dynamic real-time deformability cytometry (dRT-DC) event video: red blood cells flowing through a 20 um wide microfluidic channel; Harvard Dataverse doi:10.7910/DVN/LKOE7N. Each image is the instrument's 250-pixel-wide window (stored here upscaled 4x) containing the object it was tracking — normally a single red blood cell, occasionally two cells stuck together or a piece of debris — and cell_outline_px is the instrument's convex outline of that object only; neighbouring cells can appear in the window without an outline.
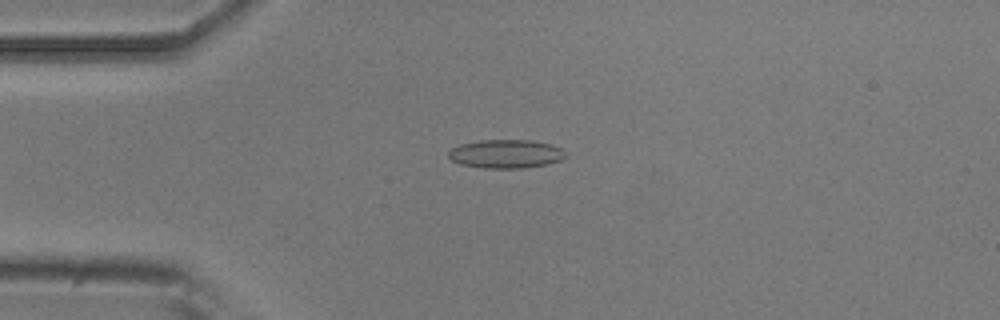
{"species": "common noctule bat (a hibernating species)", "species_latin": "Nyctalus noctula", "temperature_condition": "room temperature", "stored_images_in_passage": 5, "camera_frame_rate_fps": 3000, "um_per_image_px": 0.085, "animal": {"sex": "male", "body_mass_g": 20.5, "forearm_length_mm": 52.5}, "frame": {"image": 1, "passage_image": 1, "time_ms": 0.0, "image_size_px": [1000, 320], "cell_outline_px": [[564, 156], [560, 160], [548, 164], [524, 168], [484, 168], [460, 164], [452, 160], [448, 156], [448, 152], [452, 148], [460, 144], [480, 140], [532, 140], [552, 144], [560, 148], [564, 152]], "centroid_in_image_um": [42.98, 13.08], "position_along_channel_um": 42.0, "area_um2": 19.48}}
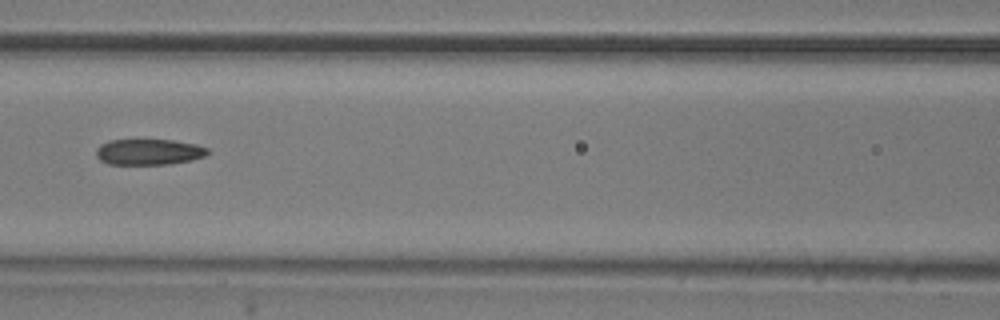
{"frame": {"image": 2, "passage_image": 4, "time_ms": 3.333, "image_size_px": [1000, 320], "cell_outline_px": [[212, 152], [204, 156], [192, 160], [168, 164], [108, 164], [100, 160], [96, 156], [96, 148], [100, 144], [108, 140], [172, 140], [196, 144], [208, 148]], "centroid_in_image_um": [12.65, 12.91], "position_along_channel_um": 153.9, "area_um2": 16.94}}
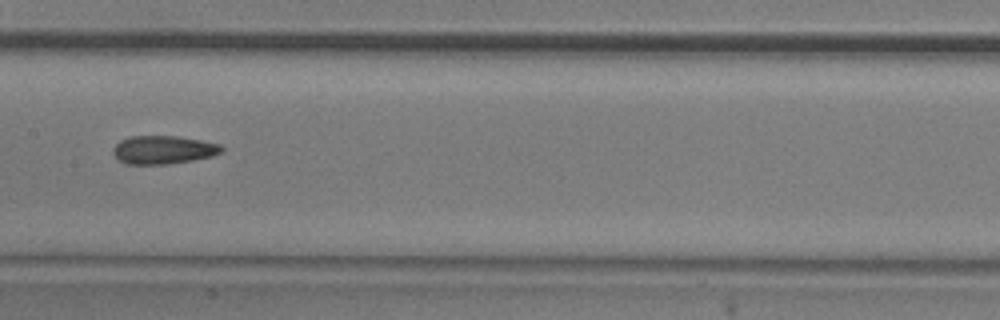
{"frame": {"image": 3, "passage_image": 5, "time_ms": 4.333, "image_size_px": [1000, 320], "cell_outline_px": [[224, 148], [220, 152], [212, 156], [192, 160], [168, 164], [124, 164], [112, 152], [112, 148], [120, 140], [132, 136], [180, 136], [220, 144]], "centroid_in_image_um": [13.87, 12.73], "position_along_channel_um": 193.5, "area_um2": 17.86}}